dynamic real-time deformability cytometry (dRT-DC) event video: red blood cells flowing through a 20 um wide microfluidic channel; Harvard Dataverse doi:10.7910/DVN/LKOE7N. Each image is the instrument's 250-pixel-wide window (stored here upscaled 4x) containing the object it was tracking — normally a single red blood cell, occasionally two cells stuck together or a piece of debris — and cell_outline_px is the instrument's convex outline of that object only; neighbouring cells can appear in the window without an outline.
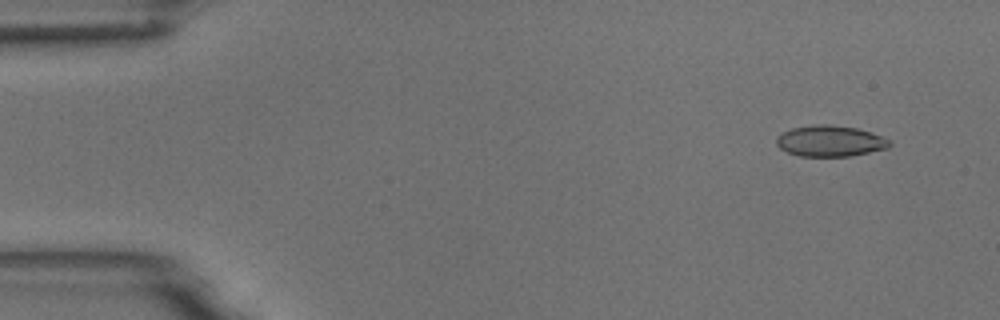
{"species": "common noctule bat (a hibernating species)", "species_latin": "Nyctalus noctula", "temperature_condition": "room temperature", "stored_images_in_passage": 7, "camera_frame_rate_fps": 3000, "um_per_image_px": 0.085, "animal": {"sex": "male", "body_mass_g": 18.8}, "frame": {"image": 1, "passage_image": 1, "time_ms": 0.0, "image_size_px": [1000, 320], "cell_outline_px": [[892, 144], [888, 148], [848, 156], [800, 156], [788, 152], [780, 148], [776, 144], [776, 136], [792, 128], [816, 124], [828, 124], [856, 128], [892, 140]], "centroid_in_image_um": [70.55, 11.98], "position_along_channel_um": 14.5, "area_um2": 20.29}}
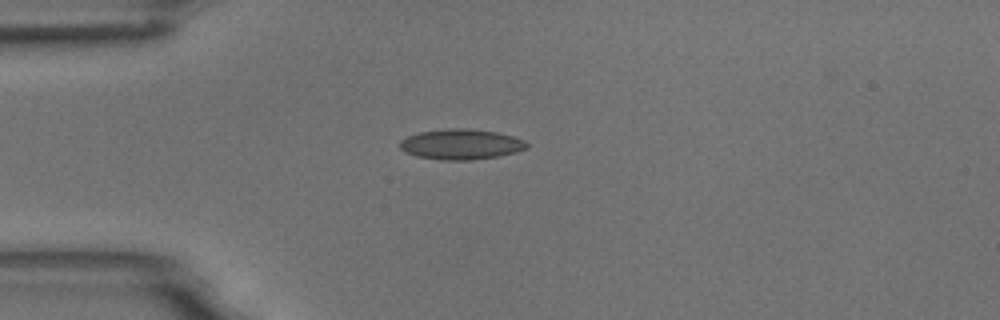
{"frame": {"image": 2, "passage_image": 4, "time_ms": 1.0, "image_size_px": [1000, 320], "cell_outline_px": [[528, 148], [516, 152], [500, 156], [472, 160], [444, 160], [416, 156], [404, 152], [400, 148], [400, 140], [408, 136], [420, 132], [448, 128], [468, 128], [496, 132], [512, 136], [524, 140], [528, 144]], "centroid_in_image_um": [39.19, 12.27], "position_along_channel_um": 45.8, "area_um2": 22.54}}